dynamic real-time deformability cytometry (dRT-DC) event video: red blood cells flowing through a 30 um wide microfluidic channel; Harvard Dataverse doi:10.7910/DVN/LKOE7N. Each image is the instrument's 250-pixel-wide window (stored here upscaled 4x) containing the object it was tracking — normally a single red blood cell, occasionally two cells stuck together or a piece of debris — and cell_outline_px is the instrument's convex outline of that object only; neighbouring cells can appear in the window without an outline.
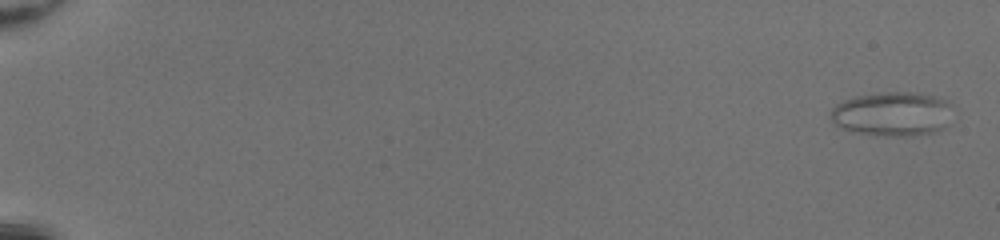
{"species": "common noctule bat (a hibernating species)", "species_latin": "Nyctalus noctula", "temperature_condition": "room temperature", "stored_images_in_passage": 51, "camera_frame_rate_fps": 3000, "um_per_image_px": 0.085, "animal": {"sex": "female", "body_mass_g": 20.0, "forearm_length_mm": 54.0}, "frame": {"image": 1, "passage_image": 2, "time_ms": 0.333, "image_size_px": [1000, 240], "cell_outline_px": [[952, 104], [944, 128], [932, 132], [912, 136], [884, 136], [856, 132], [844, 128], [836, 124], [832, 120], [832, 108], [836, 104], [844, 100], [856, 96], [884, 92], [916, 92], [936, 96], [948, 100]], "centroid_in_image_um": [75.87, 9.67], "position_along_channel_um": 9.1, "area_um2": 31.27}}
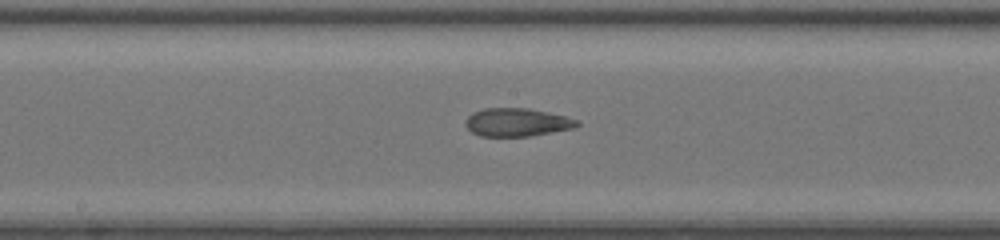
{"frame": {"image": 2, "passage_image": 30, "time_ms": 9.667, "image_size_px": [1000, 240], "cell_outline_px": [[580, 124], [576, 128], [528, 136], [480, 136], [472, 132], [464, 124], [464, 120], [472, 112], [484, 108], [528, 108], [548, 112], [580, 120]], "centroid_in_image_um": [43.94, 10.39], "position_along_channel_um": 204.3, "area_um2": 18.44}}
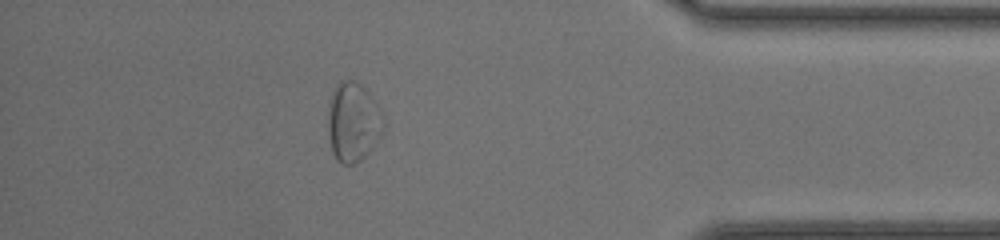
{"frame": {"image": 3, "passage_image": 46, "time_ms": 15.0, "image_size_px": [1000, 240], "cell_outline_px": [[384, 132], [372, 148], [360, 160], [352, 164], [340, 164], [336, 160], [332, 152], [328, 132], [328, 112], [332, 88], [344, 80], [356, 80], [368, 92], [384, 116]], "centroid_in_image_um": [30.01, 10.38], "position_along_channel_um": 405.2, "area_um2": 25.78}, "authors_computed_cell_mechanics": {"area_um2": 23.5824, "velocity_mm_per_s": 4.2993, "shape_relaxation_time_tau1_ms": null, "shape_relaxation_time_tau2_ms": 1.7377, "deformation_change_tau1": null, "deformation_change_tau2": 0.0737}}